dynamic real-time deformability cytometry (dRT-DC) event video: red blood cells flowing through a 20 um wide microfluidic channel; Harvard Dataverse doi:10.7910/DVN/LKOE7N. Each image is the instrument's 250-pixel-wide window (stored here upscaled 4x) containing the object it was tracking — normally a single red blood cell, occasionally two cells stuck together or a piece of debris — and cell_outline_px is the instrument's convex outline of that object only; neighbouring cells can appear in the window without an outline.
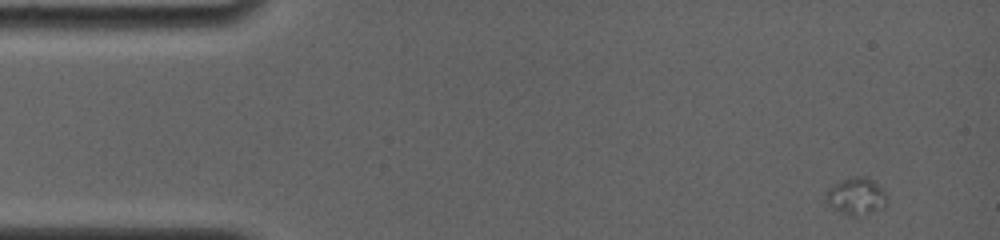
{"species": "common noctule bat (a hibernating species)", "species_latin": "Nyctalus noctula", "temperature_condition": "room temperature", "stored_images_in_passage": 9, "camera_frame_rate_fps": 4000, "um_per_image_px": 0.085, "animal": {"sex": "female", "body_mass_g": 19.0, "forearm_length_mm": 56.7}, "frame": {"image": 1, "passage_image": 1, "time_ms": 0.0, "image_size_px": [1000, 240], "cell_outline_px": [[888, 204], [884, 208], [860, 220], [848, 216], [832, 208], [824, 200], [824, 196], [828, 188], [832, 184], [852, 176], [864, 176], [872, 180], [884, 192], [888, 200]], "centroid_in_image_um": [72.77, 16.76], "position_along_channel_um": 12.2, "area_um2": 13.99}}